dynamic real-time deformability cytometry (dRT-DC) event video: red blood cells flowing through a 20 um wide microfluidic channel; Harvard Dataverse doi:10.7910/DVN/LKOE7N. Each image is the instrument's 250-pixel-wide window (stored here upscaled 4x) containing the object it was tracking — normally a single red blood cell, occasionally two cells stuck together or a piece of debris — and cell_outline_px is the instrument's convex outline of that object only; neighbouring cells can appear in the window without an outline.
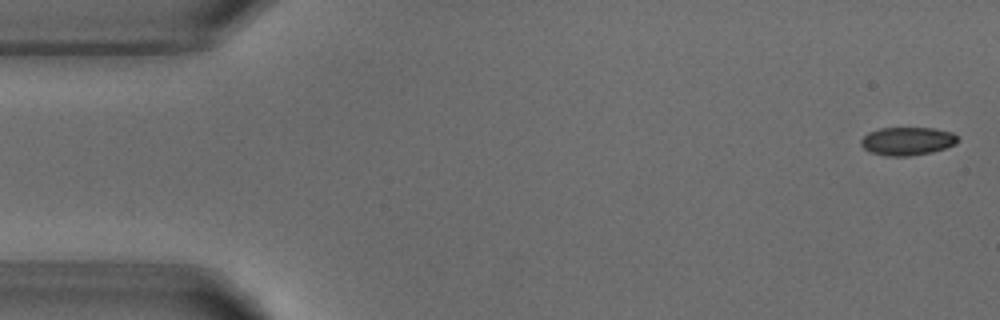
{"species": "common noctule bat (a hibernating species)", "species_latin": "Nyctalus noctula", "temperature_condition": "warm", "stored_images_in_passage": 4, "camera_frame_rate_fps": 3000, "um_per_image_px": 0.085, "animal": {"sex": "male", "body_mass_g": 18.8}, "frame": {"image": 1, "passage_image": 1, "time_ms": 0.0, "image_size_px": [1000, 320], "cell_outline_px": [[956, 144], [932, 152], [908, 156], [884, 156], [872, 152], [864, 148], [860, 144], [860, 140], [868, 132], [880, 128], [932, 128], [952, 132], [956, 136]], "centroid_in_image_um": [77.09, 11.99], "position_along_channel_um": 7.9, "area_um2": 15.78}}
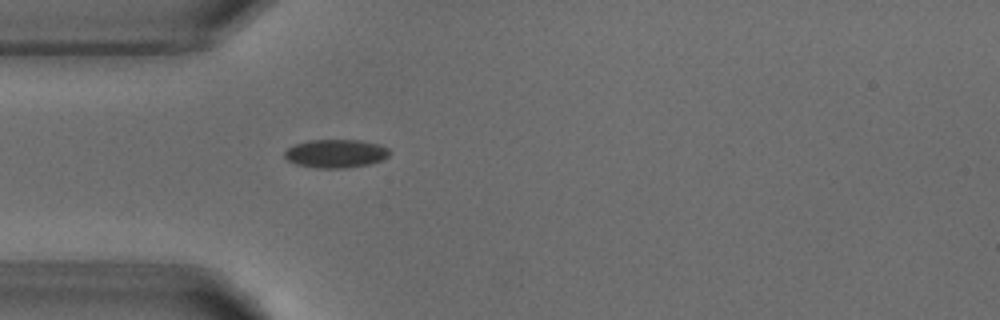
{"frame": {"image": 2, "passage_image": 4, "time_ms": 4.333, "image_size_px": [1000, 320], "cell_outline_px": [[388, 156], [380, 160], [368, 164], [344, 168], [316, 168], [296, 164], [288, 160], [284, 156], [284, 152], [288, 148], [296, 144], [308, 140], [360, 140], [376, 144], [388, 148]], "centroid_in_image_um": [28.5, 13.05], "position_along_channel_um": 56.5, "area_um2": 17.11}}